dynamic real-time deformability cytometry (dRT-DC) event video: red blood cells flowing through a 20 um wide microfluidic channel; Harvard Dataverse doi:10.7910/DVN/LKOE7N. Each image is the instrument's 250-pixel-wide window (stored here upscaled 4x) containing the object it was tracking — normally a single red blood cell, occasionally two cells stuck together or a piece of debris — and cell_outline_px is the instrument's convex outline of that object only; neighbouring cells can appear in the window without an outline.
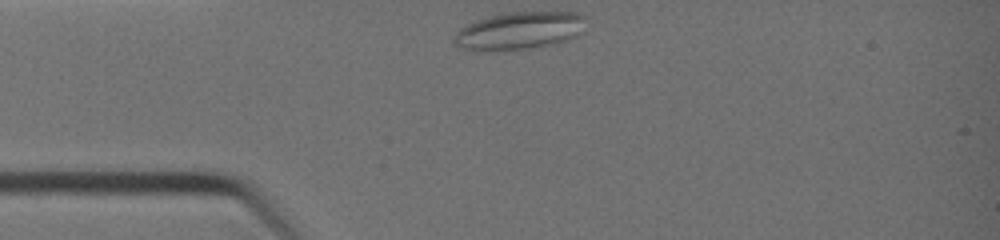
{"species": "common noctule bat (a hibernating species)", "species_latin": "Nyctalus noctula", "temperature_condition": "warm", "stored_images_in_passage": 25, "camera_frame_rate_fps": 3000, "um_per_image_px": 0.085, "animal": {"sex": "female", "body_mass_g": 19.0, "forearm_length_mm": 51.5}, "frame": {"image": 1, "passage_image": 1, "time_ms": 0.0, "image_size_px": [1000, 240], "cell_outline_px": [[584, 16], [576, 36], [568, 40], [556, 44], [528, 48], [460, 48], [452, 44], [452, 40], [456, 32], [460, 28], [476, 20], [508, 12], [580, 12]], "centroid_in_image_um": [44.13, 2.58], "position_along_channel_um": 40.9, "area_um2": 27.86}}
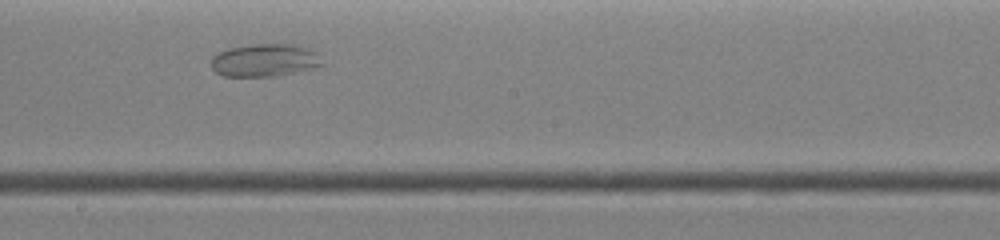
{"frame": {"image": 2, "passage_image": 14, "time_ms": 4.333, "image_size_px": [1000, 240], "cell_outline_px": [[324, 64], [316, 68], [296, 72], [272, 76], [224, 76], [216, 72], [212, 68], [212, 56], [228, 48], [252, 44], [292, 44], [308, 48], [316, 52]], "centroid_in_image_um": [22.52, 5.12], "position_along_channel_um": 225.7, "area_um2": 21.15}}
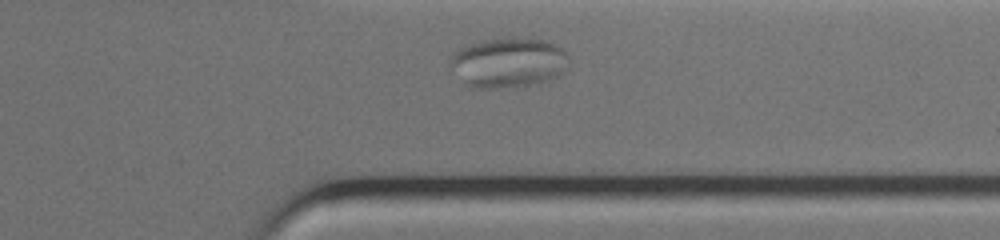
{"frame": {"image": 3, "passage_image": 23, "time_ms": 7.333, "image_size_px": [1000, 240], "cell_outline_px": [[568, 68], [560, 76], [540, 84], [500, 88], [480, 88], [468, 84], [448, 64], [452, 56], [460, 48], [480, 40], [544, 40], [556, 44], [564, 52], [568, 60]], "centroid_in_image_um": [43.27, 5.36], "position_along_channel_um": 368.1, "area_um2": 33.81}}